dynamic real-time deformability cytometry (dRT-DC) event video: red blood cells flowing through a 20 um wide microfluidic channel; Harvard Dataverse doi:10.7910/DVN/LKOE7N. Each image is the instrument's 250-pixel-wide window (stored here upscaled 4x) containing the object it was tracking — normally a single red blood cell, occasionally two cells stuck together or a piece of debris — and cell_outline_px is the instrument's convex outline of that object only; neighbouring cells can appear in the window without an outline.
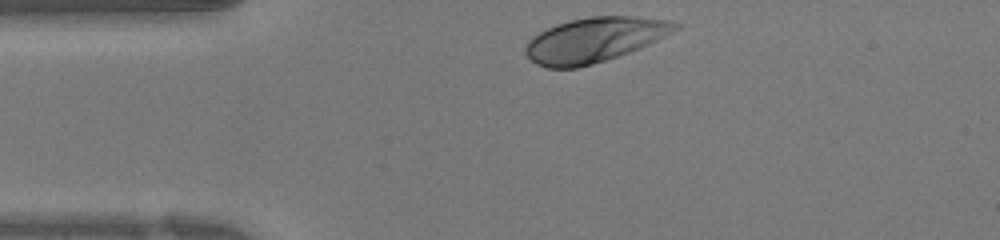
{"species": "human", "species_latin": "Homo sapiens", "temperature_condition": "warm", "stored_images_in_passage": 26, "camera_frame_rate_fps": 3000, "um_per_image_px": 0.085, "donor": {"sex": "female"}, "frame": {"image": 1, "passage_image": 1, "time_ms": 0.0, "image_size_px": [1000, 240], "cell_outline_px": [[680, 28], [640, 48], [592, 64], [576, 68], [548, 68], [536, 64], [524, 52], [524, 48], [528, 40], [532, 36], [556, 24], [588, 16], [632, 16], [672, 20], [680, 24]], "centroid_in_image_um": [50.52, 3.37], "position_along_channel_um": 34.5, "area_um2": 38.78}}
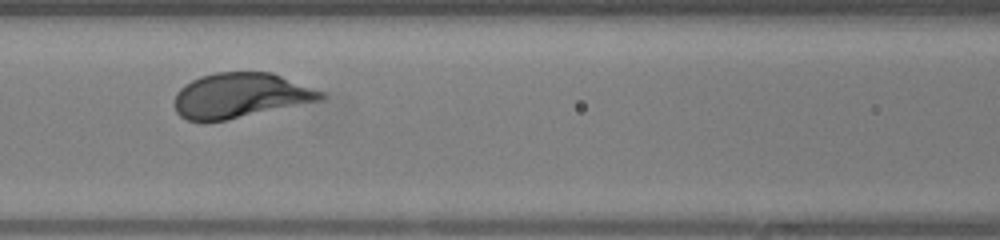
{"frame": {"image": 2, "passage_image": 10, "time_ms": 3.0, "image_size_px": [1000, 240], "cell_outline_px": [[324, 100], [224, 120], [188, 120], [180, 116], [176, 112], [176, 92], [184, 84], [200, 76], [216, 72], [272, 72], [324, 92]], "centroid_in_image_um": [20.45, 8.1], "position_along_channel_um": 146.1, "area_um2": 37.97}}
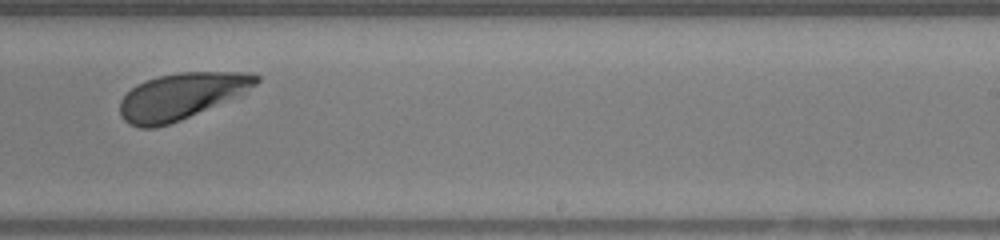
{"frame": {"image": 3, "passage_image": 18, "time_ms": 5.667, "image_size_px": [1000, 240], "cell_outline_px": [[260, 80], [244, 96], [180, 120], [156, 128], [140, 128], [128, 124], [120, 116], [120, 100], [136, 84], [160, 76], [176, 72], [248, 72], [260, 76]], "centroid_in_image_um": [15.47, 8.18], "position_along_channel_um": 273.5, "area_um2": 37.34}}